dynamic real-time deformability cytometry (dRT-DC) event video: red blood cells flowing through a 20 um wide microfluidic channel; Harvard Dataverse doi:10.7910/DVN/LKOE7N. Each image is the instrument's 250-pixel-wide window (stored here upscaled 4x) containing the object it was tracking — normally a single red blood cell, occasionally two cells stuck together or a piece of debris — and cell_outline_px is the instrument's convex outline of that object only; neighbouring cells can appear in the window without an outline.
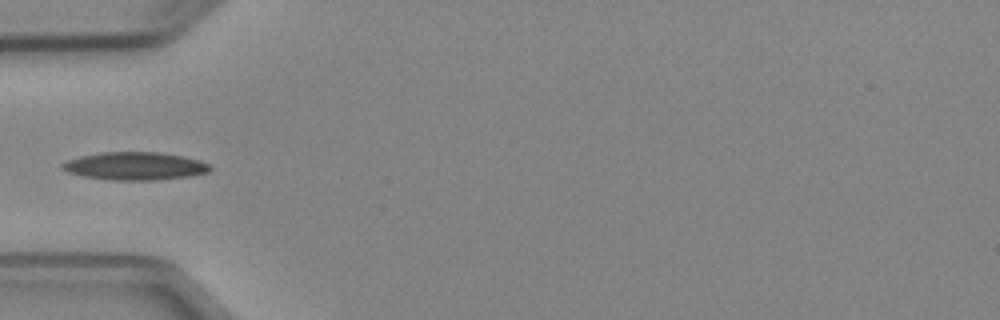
{"species": "Egyptian fruit bat (a non-hibernating species)", "species_latin": "Rousettus aegyptiacus", "temperature_condition": "cold", "stored_images_in_passage": 5, "camera_frame_rate_fps": 3000, "um_per_image_px": 0.085, "animal": {"sex": "female"}, "frame": {"image": 1, "passage_image": 5, "time_ms": 4.667, "image_size_px": [1000, 320], "cell_outline_px": [[212, 168], [208, 172], [188, 176], [156, 180], [108, 180], [84, 176], [68, 172], [60, 168], [60, 164], [68, 160], [80, 156], [100, 152], [160, 152], [200, 160], [208, 164]], "centroid_in_image_um": [11.43, 14.11], "position_along_channel_um": 73.6, "area_um2": 23.99}}